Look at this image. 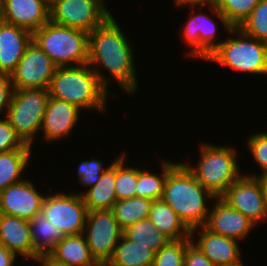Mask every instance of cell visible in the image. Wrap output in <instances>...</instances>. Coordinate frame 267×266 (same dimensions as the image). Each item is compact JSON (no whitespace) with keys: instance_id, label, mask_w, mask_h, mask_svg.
<instances>
[{"instance_id":"1","label":"cell","mask_w":267,"mask_h":266,"mask_svg":"<svg viewBox=\"0 0 267 266\" xmlns=\"http://www.w3.org/2000/svg\"><path fill=\"white\" fill-rule=\"evenodd\" d=\"M132 48L112 15L101 26L89 33L88 64L93 67L100 82L106 88L109 85L108 77L105 78L106 75L97 69L98 66L113 76L115 82L120 85L121 89L123 88L122 91L132 95L136 92L138 84Z\"/></svg>"},{"instance_id":"2","label":"cell","mask_w":267,"mask_h":266,"mask_svg":"<svg viewBox=\"0 0 267 266\" xmlns=\"http://www.w3.org/2000/svg\"><path fill=\"white\" fill-rule=\"evenodd\" d=\"M209 198L216 197L195 179L183 162L173 163L168 160V175L161 199L190 230L206 223L209 214L206 201Z\"/></svg>"},{"instance_id":"3","label":"cell","mask_w":267,"mask_h":266,"mask_svg":"<svg viewBox=\"0 0 267 266\" xmlns=\"http://www.w3.org/2000/svg\"><path fill=\"white\" fill-rule=\"evenodd\" d=\"M48 90L50 97L75 104L80 109L105 111L108 88L89 64L57 67Z\"/></svg>"},{"instance_id":"4","label":"cell","mask_w":267,"mask_h":266,"mask_svg":"<svg viewBox=\"0 0 267 266\" xmlns=\"http://www.w3.org/2000/svg\"><path fill=\"white\" fill-rule=\"evenodd\" d=\"M32 42L42 49L57 67L88 64L89 34L85 31L49 21L32 33Z\"/></svg>"},{"instance_id":"5","label":"cell","mask_w":267,"mask_h":266,"mask_svg":"<svg viewBox=\"0 0 267 266\" xmlns=\"http://www.w3.org/2000/svg\"><path fill=\"white\" fill-rule=\"evenodd\" d=\"M200 161L196 167L184 162L194 175L214 197L220 198L240 176L236 149L216 146L211 143L201 144Z\"/></svg>"},{"instance_id":"6","label":"cell","mask_w":267,"mask_h":266,"mask_svg":"<svg viewBox=\"0 0 267 266\" xmlns=\"http://www.w3.org/2000/svg\"><path fill=\"white\" fill-rule=\"evenodd\" d=\"M233 33L238 38L222 41L206 60L218 62L235 71L267 75V43L247 36L239 28L229 32L231 36Z\"/></svg>"},{"instance_id":"7","label":"cell","mask_w":267,"mask_h":266,"mask_svg":"<svg viewBox=\"0 0 267 266\" xmlns=\"http://www.w3.org/2000/svg\"><path fill=\"white\" fill-rule=\"evenodd\" d=\"M48 89H14L5 113L16 134L27 144H32L39 133L49 99Z\"/></svg>"},{"instance_id":"8","label":"cell","mask_w":267,"mask_h":266,"mask_svg":"<svg viewBox=\"0 0 267 266\" xmlns=\"http://www.w3.org/2000/svg\"><path fill=\"white\" fill-rule=\"evenodd\" d=\"M104 3V0H62L50 8V21L89 34L111 16Z\"/></svg>"},{"instance_id":"9","label":"cell","mask_w":267,"mask_h":266,"mask_svg":"<svg viewBox=\"0 0 267 266\" xmlns=\"http://www.w3.org/2000/svg\"><path fill=\"white\" fill-rule=\"evenodd\" d=\"M48 221L64 235H77L84 232L87 207L81 194L58 193L47 195L42 202V209Z\"/></svg>"},{"instance_id":"10","label":"cell","mask_w":267,"mask_h":266,"mask_svg":"<svg viewBox=\"0 0 267 266\" xmlns=\"http://www.w3.org/2000/svg\"><path fill=\"white\" fill-rule=\"evenodd\" d=\"M83 233L93 258L102 263L111 259L123 230L111 209L96 210L88 212Z\"/></svg>"},{"instance_id":"11","label":"cell","mask_w":267,"mask_h":266,"mask_svg":"<svg viewBox=\"0 0 267 266\" xmlns=\"http://www.w3.org/2000/svg\"><path fill=\"white\" fill-rule=\"evenodd\" d=\"M220 198L256 226L259 221L267 218V198L262 183L255 174H242Z\"/></svg>"},{"instance_id":"12","label":"cell","mask_w":267,"mask_h":266,"mask_svg":"<svg viewBox=\"0 0 267 266\" xmlns=\"http://www.w3.org/2000/svg\"><path fill=\"white\" fill-rule=\"evenodd\" d=\"M57 66L34 42L10 74L13 89H48Z\"/></svg>"},{"instance_id":"13","label":"cell","mask_w":267,"mask_h":266,"mask_svg":"<svg viewBox=\"0 0 267 266\" xmlns=\"http://www.w3.org/2000/svg\"><path fill=\"white\" fill-rule=\"evenodd\" d=\"M30 179L9 185L0 192V213L32 220L42 209L43 195L37 192Z\"/></svg>"},{"instance_id":"14","label":"cell","mask_w":267,"mask_h":266,"mask_svg":"<svg viewBox=\"0 0 267 266\" xmlns=\"http://www.w3.org/2000/svg\"><path fill=\"white\" fill-rule=\"evenodd\" d=\"M0 19L30 32L50 21L45 0H0Z\"/></svg>"},{"instance_id":"15","label":"cell","mask_w":267,"mask_h":266,"mask_svg":"<svg viewBox=\"0 0 267 266\" xmlns=\"http://www.w3.org/2000/svg\"><path fill=\"white\" fill-rule=\"evenodd\" d=\"M215 205L203 225L212 233L240 241L246 238L254 225L241 212L230 207L221 198H215Z\"/></svg>"},{"instance_id":"16","label":"cell","mask_w":267,"mask_h":266,"mask_svg":"<svg viewBox=\"0 0 267 266\" xmlns=\"http://www.w3.org/2000/svg\"><path fill=\"white\" fill-rule=\"evenodd\" d=\"M80 108L67 101L49 97L41 129L46 141L68 136L79 120Z\"/></svg>"},{"instance_id":"17","label":"cell","mask_w":267,"mask_h":266,"mask_svg":"<svg viewBox=\"0 0 267 266\" xmlns=\"http://www.w3.org/2000/svg\"><path fill=\"white\" fill-rule=\"evenodd\" d=\"M200 230H199V229ZM200 232L199 239L195 245L216 266H233L241 263V249L237 240L212 233L204 226L191 230V238L196 231Z\"/></svg>"},{"instance_id":"18","label":"cell","mask_w":267,"mask_h":266,"mask_svg":"<svg viewBox=\"0 0 267 266\" xmlns=\"http://www.w3.org/2000/svg\"><path fill=\"white\" fill-rule=\"evenodd\" d=\"M187 21L183 29V38L189 46H191L188 56L199 57L206 59L211 53L221 44V42H214L216 35V25L211 17L202 14L193 15Z\"/></svg>"},{"instance_id":"19","label":"cell","mask_w":267,"mask_h":266,"mask_svg":"<svg viewBox=\"0 0 267 266\" xmlns=\"http://www.w3.org/2000/svg\"><path fill=\"white\" fill-rule=\"evenodd\" d=\"M31 42L32 32L0 19V71L11 74Z\"/></svg>"},{"instance_id":"20","label":"cell","mask_w":267,"mask_h":266,"mask_svg":"<svg viewBox=\"0 0 267 266\" xmlns=\"http://www.w3.org/2000/svg\"><path fill=\"white\" fill-rule=\"evenodd\" d=\"M0 244L15 255L35 259L28 220L0 213Z\"/></svg>"},{"instance_id":"21","label":"cell","mask_w":267,"mask_h":266,"mask_svg":"<svg viewBox=\"0 0 267 266\" xmlns=\"http://www.w3.org/2000/svg\"><path fill=\"white\" fill-rule=\"evenodd\" d=\"M52 260L68 266H97L84 233L65 235L48 255Z\"/></svg>"},{"instance_id":"22","label":"cell","mask_w":267,"mask_h":266,"mask_svg":"<svg viewBox=\"0 0 267 266\" xmlns=\"http://www.w3.org/2000/svg\"><path fill=\"white\" fill-rule=\"evenodd\" d=\"M148 218L170 240L191 239V230L162 199L153 201Z\"/></svg>"},{"instance_id":"23","label":"cell","mask_w":267,"mask_h":266,"mask_svg":"<svg viewBox=\"0 0 267 266\" xmlns=\"http://www.w3.org/2000/svg\"><path fill=\"white\" fill-rule=\"evenodd\" d=\"M88 212L110 210L117 201L115 193V160L101 175V179L91 186L86 193L81 192Z\"/></svg>"},{"instance_id":"24","label":"cell","mask_w":267,"mask_h":266,"mask_svg":"<svg viewBox=\"0 0 267 266\" xmlns=\"http://www.w3.org/2000/svg\"><path fill=\"white\" fill-rule=\"evenodd\" d=\"M35 260L49 255L56 244L65 236L58 227L53 226L41 210L29 221Z\"/></svg>"},{"instance_id":"25","label":"cell","mask_w":267,"mask_h":266,"mask_svg":"<svg viewBox=\"0 0 267 266\" xmlns=\"http://www.w3.org/2000/svg\"><path fill=\"white\" fill-rule=\"evenodd\" d=\"M155 252L129 240L122 234L113 255L108 261L115 266H152Z\"/></svg>"},{"instance_id":"26","label":"cell","mask_w":267,"mask_h":266,"mask_svg":"<svg viewBox=\"0 0 267 266\" xmlns=\"http://www.w3.org/2000/svg\"><path fill=\"white\" fill-rule=\"evenodd\" d=\"M31 148L26 144L22 149L0 153V192L24 180L21 175L28 165Z\"/></svg>"},{"instance_id":"27","label":"cell","mask_w":267,"mask_h":266,"mask_svg":"<svg viewBox=\"0 0 267 266\" xmlns=\"http://www.w3.org/2000/svg\"><path fill=\"white\" fill-rule=\"evenodd\" d=\"M259 0H216L208 7L217 14L222 26L228 32L238 28L256 7Z\"/></svg>"},{"instance_id":"28","label":"cell","mask_w":267,"mask_h":266,"mask_svg":"<svg viewBox=\"0 0 267 266\" xmlns=\"http://www.w3.org/2000/svg\"><path fill=\"white\" fill-rule=\"evenodd\" d=\"M153 200L133 197L116 201L112 211L119 227L125 230L128 226L149 217Z\"/></svg>"},{"instance_id":"29","label":"cell","mask_w":267,"mask_h":266,"mask_svg":"<svg viewBox=\"0 0 267 266\" xmlns=\"http://www.w3.org/2000/svg\"><path fill=\"white\" fill-rule=\"evenodd\" d=\"M123 234L129 240L147 246L155 253L170 241L169 238L158 232L157 227L149 218L128 226L123 230Z\"/></svg>"},{"instance_id":"30","label":"cell","mask_w":267,"mask_h":266,"mask_svg":"<svg viewBox=\"0 0 267 266\" xmlns=\"http://www.w3.org/2000/svg\"><path fill=\"white\" fill-rule=\"evenodd\" d=\"M162 165V175L137 168L136 197L148 198L153 201L162 198L164 184L168 175V161L164 160Z\"/></svg>"},{"instance_id":"31","label":"cell","mask_w":267,"mask_h":266,"mask_svg":"<svg viewBox=\"0 0 267 266\" xmlns=\"http://www.w3.org/2000/svg\"><path fill=\"white\" fill-rule=\"evenodd\" d=\"M125 155L115 159V193L117 201L136 197L137 168H125Z\"/></svg>"},{"instance_id":"32","label":"cell","mask_w":267,"mask_h":266,"mask_svg":"<svg viewBox=\"0 0 267 266\" xmlns=\"http://www.w3.org/2000/svg\"><path fill=\"white\" fill-rule=\"evenodd\" d=\"M238 28L247 36L267 43V0H259Z\"/></svg>"},{"instance_id":"33","label":"cell","mask_w":267,"mask_h":266,"mask_svg":"<svg viewBox=\"0 0 267 266\" xmlns=\"http://www.w3.org/2000/svg\"><path fill=\"white\" fill-rule=\"evenodd\" d=\"M191 239L170 240L158 252L152 266H184L186 246Z\"/></svg>"},{"instance_id":"34","label":"cell","mask_w":267,"mask_h":266,"mask_svg":"<svg viewBox=\"0 0 267 266\" xmlns=\"http://www.w3.org/2000/svg\"><path fill=\"white\" fill-rule=\"evenodd\" d=\"M247 141L250 154L261 168V173L267 171V132L254 133Z\"/></svg>"},{"instance_id":"35","label":"cell","mask_w":267,"mask_h":266,"mask_svg":"<svg viewBox=\"0 0 267 266\" xmlns=\"http://www.w3.org/2000/svg\"><path fill=\"white\" fill-rule=\"evenodd\" d=\"M105 170V167H103L102 162L99 160L92 158V160L83 161L78 167L79 181L82 185L90 188L101 179V175Z\"/></svg>"},{"instance_id":"36","label":"cell","mask_w":267,"mask_h":266,"mask_svg":"<svg viewBox=\"0 0 267 266\" xmlns=\"http://www.w3.org/2000/svg\"><path fill=\"white\" fill-rule=\"evenodd\" d=\"M26 144L16 134L7 118L0 119V153L22 149Z\"/></svg>"},{"instance_id":"37","label":"cell","mask_w":267,"mask_h":266,"mask_svg":"<svg viewBox=\"0 0 267 266\" xmlns=\"http://www.w3.org/2000/svg\"><path fill=\"white\" fill-rule=\"evenodd\" d=\"M194 243L191 238V242L186 246L184 266H216Z\"/></svg>"},{"instance_id":"38","label":"cell","mask_w":267,"mask_h":266,"mask_svg":"<svg viewBox=\"0 0 267 266\" xmlns=\"http://www.w3.org/2000/svg\"><path fill=\"white\" fill-rule=\"evenodd\" d=\"M13 91L10 74L0 71V114L4 109L7 111Z\"/></svg>"},{"instance_id":"39","label":"cell","mask_w":267,"mask_h":266,"mask_svg":"<svg viewBox=\"0 0 267 266\" xmlns=\"http://www.w3.org/2000/svg\"><path fill=\"white\" fill-rule=\"evenodd\" d=\"M16 255L0 244V266H13Z\"/></svg>"},{"instance_id":"40","label":"cell","mask_w":267,"mask_h":266,"mask_svg":"<svg viewBox=\"0 0 267 266\" xmlns=\"http://www.w3.org/2000/svg\"><path fill=\"white\" fill-rule=\"evenodd\" d=\"M176 2L177 6H183V5H190V7L192 6V9L194 7L198 6L199 7H203L205 6V4L209 5H213L215 4L216 0H174Z\"/></svg>"},{"instance_id":"41","label":"cell","mask_w":267,"mask_h":266,"mask_svg":"<svg viewBox=\"0 0 267 266\" xmlns=\"http://www.w3.org/2000/svg\"><path fill=\"white\" fill-rule=\"evenodd\" d=\"M38 261L42 263V266H68L52 260L48 255L40 257Z\"/></svg>"},{"instance_id":"42","label":"cell","mask_w":267,"mask_h":266,"mask_svg":"<svg viewBox=\"0 0 267 266\" xmlns=\"http://www.w3.org/2000/svg\"><path fill=\"white\" fill-rule=\"evenodd\" d=\"M257 177L260 179L263 189H264V194L267 198V171L261 173L260 175H257Z\"/></svg>"},{"instance_id":"43","label":"cell","mask_w":267,"mask_h":266,"mask_svg":"<svg viewBox=\"0 0 267 266\" xmlns=\"http://www.w3.org/2000/svg\"><path fill=\"white\" fill-rule=\"evenodd\" d=\"M59 1H62V0H45L49 8H51L54 4H56Z\"/></svg>"},{"instance_id":"44","label":"cell","mask_w":267,"mask_h":266,"mask_svg":"<svg viewBox=\"0 0 267 266\" xmlns=\"http://www.w3.org/2000/svg\"><path fill=\"white\" fill-rule=\"evenodd\" d=\"M97 266H115V265H113V264H111L109 262H102V263H98Z\"/></svg>"},{"instance_id":"45","label":"cell","mask_w":267,"mask_h":266,"mask_svg":"<svg viewBox=\"0 0 267 266\" xmlns=\"http://www.w3.org/2000/svg\"><path fill=\"white\" fill-rule=\"evenodd\" d=\"M233 266H244V264L241 262V263L233 265Z\"/></svg>"}]
</instances>
